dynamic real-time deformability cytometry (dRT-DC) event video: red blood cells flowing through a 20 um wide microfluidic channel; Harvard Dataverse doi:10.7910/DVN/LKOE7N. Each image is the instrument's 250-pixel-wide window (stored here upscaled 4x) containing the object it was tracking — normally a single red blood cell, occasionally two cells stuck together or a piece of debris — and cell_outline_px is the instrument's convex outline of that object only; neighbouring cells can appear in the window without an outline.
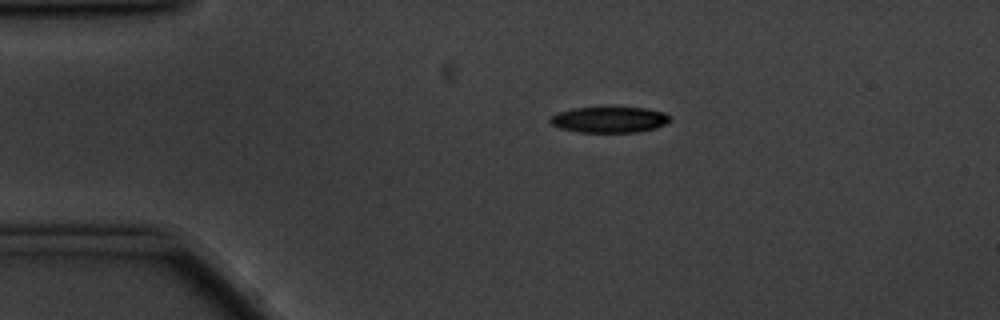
{"species": "common noctule bat (a hibernating species)", "species_latin": "Nyctalus noctula", "temperature_condition": "cold", "stored_images_in_passage": 3, "camera_frame_rate_fps": 3000, "um_per_image_px": 0.085, "animal": {"sex": "male", "body_mass_g": 20.1, "forearm_length_mm": 53.5}, "frame": {"image": 1, "passage_image": 1, "time_ms": 0.0, "image_size_px": [1000, 320], "cell_outline_px": [[672, 120], [656, 128], [636, 132], [576, 132], [560, 128], [552, 124], [548, 120], [556, 112], [572, 108], [648, 108], [664, 112], [672, 116]], "centroid_in_image_um": [51.81, 10.17], "position_along_channel_um": 33.2, "area_um2": 18.15}}